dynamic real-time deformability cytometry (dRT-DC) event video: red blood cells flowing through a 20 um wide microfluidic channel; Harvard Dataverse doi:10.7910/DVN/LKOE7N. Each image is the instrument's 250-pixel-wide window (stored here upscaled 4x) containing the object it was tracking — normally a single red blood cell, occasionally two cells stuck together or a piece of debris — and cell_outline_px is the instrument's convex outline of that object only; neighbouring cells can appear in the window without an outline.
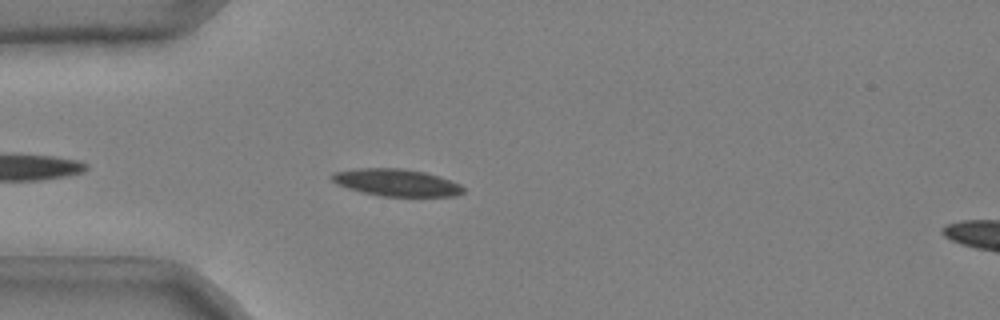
{"species": "common noctule bat (a hibernating species)", "species_latin": "Nyctalus noctula", "temperature_condition": "cold", "stored_images_in_passage": 42, "camera_frame_rate_fps": 3000, "um_per_image_px": 0.085, "animal": {"sex": "male", "body_mass_g": 20.4}, "frame": {"image": 1, "passage_image": 5, "time_ms": 1.333, "image_size_px": [1000, 320], "cell_outline_px": [[464, 192], [456, 196], [380, 196], [360, 192], [336, 184], [328, 176], [336, 172], [356, 168], [400, 168], [424, 172], [460, 184], [464, 188]], "centroid_in_image_um": [33.65, 15.52], "position_along_channel_um": 51.4, "area_um2": 20.69}}
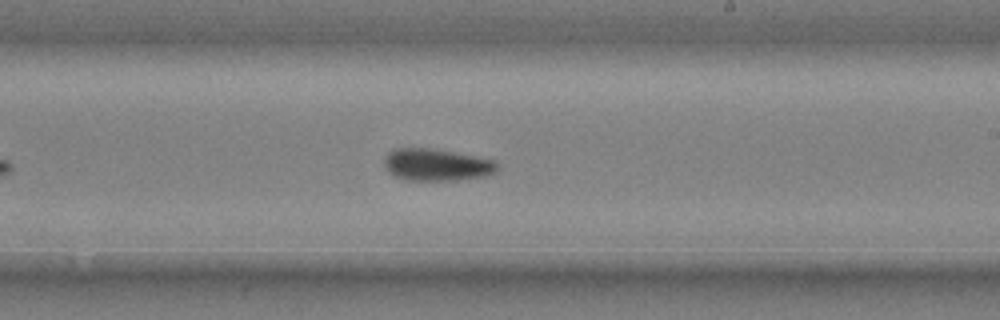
{"frame": {"image": 2, "passage_image": 22, "time_ms": 7.0, "image_size_px": [1000, 320], "cell_outline_px": [[496, 172], [488, 176], [460, 180], [404, 180], [392, 176], [388, 172], [384, 164], [384, 160], [388, 152], [392, 148], [428, 148], [452, 152], [492, 160], [496, 164]], "centroid_in_image_um": [37.04, 14.02], "position_along_channel_um": 252.0, "area_um2": 21.1}}
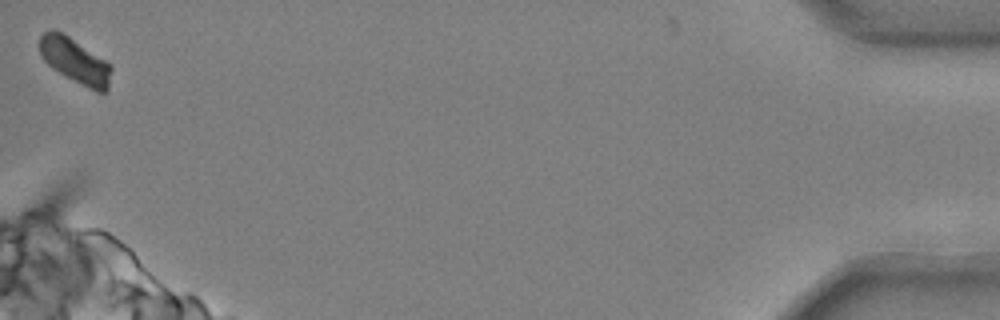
{"frame": {"image": 3, "passage_image": 42, "time_ms": 13.667, "image_size_px": [1000, 320], "cell_outline_px": [[112, 68], [108, 88], [104, 92], [96, 92], [52, 68], [40, 56], [40, 36], [44, 32], [52, 28], [64, 32], [104, 60]], "centroid_in_image_um": [6.35, 5.13], "position_along_channel_um": 428.9, "area_um2": 18.67}, "authors_computed_cell_mechanics": {"area_um2": 20.8658, "velocity_mm_per_s": 3.7015, "shape_relaxation_time_tau1_ms": 5.1958, "shape_relaxation_time_tau2_ms": 7.619, "deformation_change_tau1": 0.1241, "deformation_change_tau2": 0.1157}}